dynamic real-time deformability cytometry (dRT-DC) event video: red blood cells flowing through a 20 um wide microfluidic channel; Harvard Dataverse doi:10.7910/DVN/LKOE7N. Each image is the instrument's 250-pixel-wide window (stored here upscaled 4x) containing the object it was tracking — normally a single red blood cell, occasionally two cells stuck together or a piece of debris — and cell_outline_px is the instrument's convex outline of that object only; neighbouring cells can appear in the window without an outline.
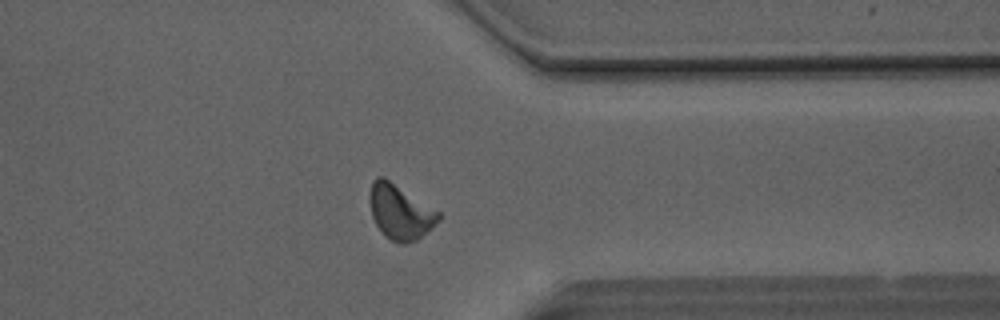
{"species": "Egyptian fruit bat (a non-hibernating species)", "species_latin": "Rousettus aegyptiacus", "temperature_condition": "room temperature", "stored_images_in_passage": 50, "camera_frame_rate_fps": 3000, "um_per_image_px": 0.085, "animal": {"sex": "male"}, "frame": {"image": 1, "passage_image": 39, "time_ms": 12.667, "image_size_px": [1000, 320], "cell_outline_px": [[440, 220], [432, 228], [416, 240], [408, 244], [400, 244], [384, 236], [376, 224], [372, 216], [368, 196], [372, 180], [376, 176], [384, 176], [440, 212]], "centroid_in_image_um": [33.99, 18.0], "position_along_channel_um": 377.4, "area_um2": 22.2}}
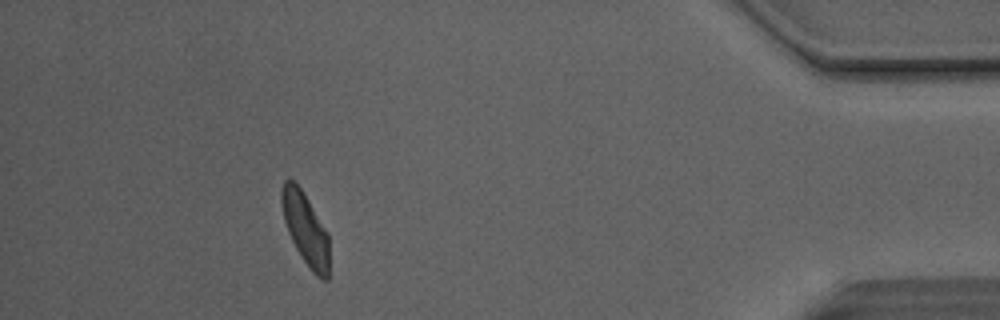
{"frame": {"image": 2, "passage_image": 45, "time_ms": 14.667, "image_size_px": [1000, 320], "cell_outline_px": [[328, 280], [324, 280], [316, 276], [312, 272], [300, 256], [288, 232], [284, 220], [280, 200], [280, 192], [284, 180], [292, 180], [300, 188], [308, 200], [328, 232]], "centroid_in_image_um": [25.95, 19.46], "position_along_channel_um": 409.2, "area_um2": 19.88}, "authors_computed_cell_mechanics": {"area_um2": 21.5016, "velocity_mm_per_s": 4.0962, "shape_relaxation_time_tau1_ms": 4.6296, "shape_relaxation_time_tau2_ms": 1.921, "deformation_change_tau1": 0.1419, "deformation_change_tau2": 0.0908}}